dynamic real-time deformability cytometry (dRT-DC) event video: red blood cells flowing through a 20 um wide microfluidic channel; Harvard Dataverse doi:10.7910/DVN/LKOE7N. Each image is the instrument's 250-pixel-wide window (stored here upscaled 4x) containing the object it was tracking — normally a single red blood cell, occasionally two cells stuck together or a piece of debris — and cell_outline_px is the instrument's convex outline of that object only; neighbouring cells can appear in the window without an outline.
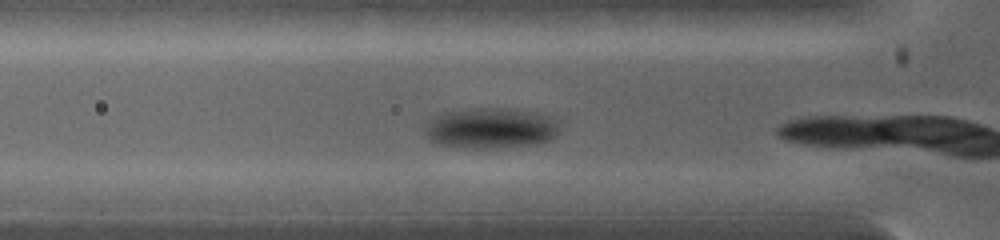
{"species": "common noctule bat (a hibernating species)", "species_latin": "Nyctalus noctula", "temperature_condition": "warm", "stored_images_in_passage": 6, "camera_frame_rate_fps": 5000, "um_per_image_px": 0.085, "animal": {"sex": "female", "body_mass_g": 19.0, "forearm_length_mm": 53.3}, "frame": {"image": 1, "passage_image": 3, "time_ms": 0.8, "image_size_px": [1000, 240], "cell_outline_px": [[556, 136], [548, 140], [536, 144], [492, 148], [468, 148], [440, 144], [432, 140], [424, 132], [424, 128], [428, 120], [432, 116], [444, 112], [468, 108], [512, 108], [536, 112], [548, 116], [556, 124]], "centroid_in_image_um": [41.65, 10.87], "position_along_channel_um": 84.2, "area_um2": 31.79}}
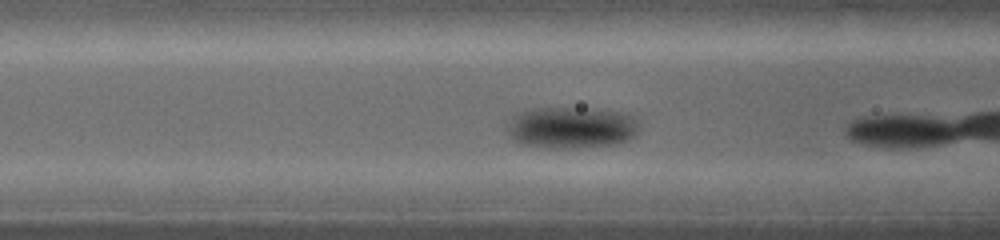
{"frame": {"image": 2, "passage_image": 5, "time_ms": 1.4, "image_size_px": [1000, 240], "cell_outline_px": [[640, 128], [628, 140], [616, 144], [564, 148], [552, 148], [524, 144], [516, 140], [508, 132], [508, 128], [516, 112], [532, 108], [580, 108], [624, 112], [640, 120]], "centroid_in_image_um": [48.63, 10.82], "position_along_channel_um": 118.0, "area_um2": 31.73}}